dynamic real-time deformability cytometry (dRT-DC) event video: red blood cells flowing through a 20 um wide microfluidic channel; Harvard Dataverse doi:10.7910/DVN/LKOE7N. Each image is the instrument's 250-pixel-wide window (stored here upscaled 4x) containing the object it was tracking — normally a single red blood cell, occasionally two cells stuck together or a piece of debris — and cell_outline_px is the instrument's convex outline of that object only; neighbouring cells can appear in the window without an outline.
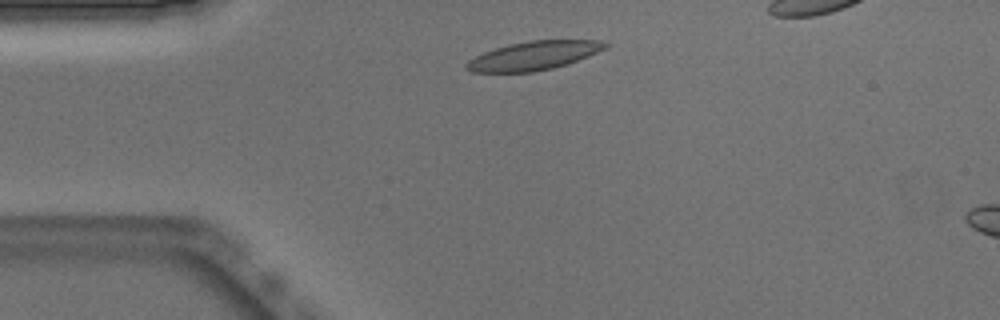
{"species": "Egyptian fruit bat (a non-hibernating species)", "species_latin": "Rousettus aegyptiacus", "temperature_condition": "warm", "stored_images_in_passage": 36, "camera_frame_rate_fps": 3000, "um_per_image_px": 0.085, "animal": {"sex": "male"}, "frame": {"image": 1, "passage_image": 1, "time_ms": 0.0, "image_size_px": [1000, 320], "cell_outline_px": [[608, 44], [604, 48], [588, 56], [568, 64], [552, 68], [532, 72], [472, 72], [464, 68], [464, 64], [468, 60], [484, 52], [508, 44], [532, 40], [600, 40]], "centroid_in_image_um": [45.32, 4.73], "position_along_channel_um": 39.7, "area_um2": 23.06}}
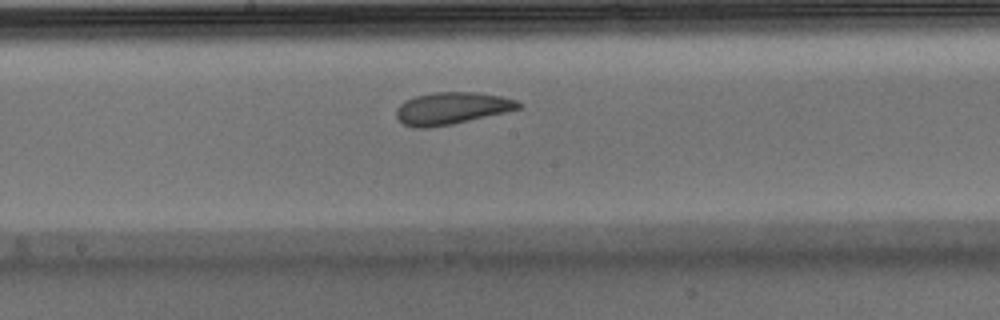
{"frame": {"image": 2, "passage_image": 16, "time_ms": 5.0, "image_size_px": [1000, 320], "cell_outline_px": [[524, 104], [520, 108], [504, 112], [452, 124], [428, 128], [412, 128], [404, 124], [396, 116], [396, 112], [400, 104], [416, 96], [432, 92], [476, 92], [500, 96], [516, 100]], "centroid_in_image_um": [38.39, 9.2], "position_along_channel_um": 209.8, "area_um2": 22.66}}
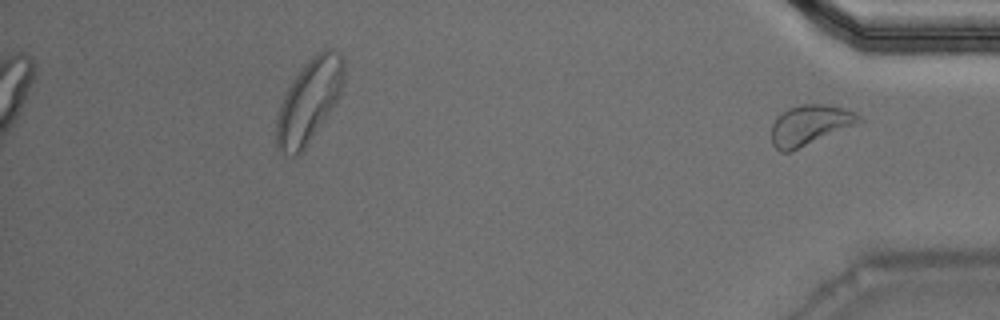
{"frame": {"image": 3, "passage_image": 36, "time_ms": 11.667, "image_size_px": [1000, 320], "cell_outline_px": [[864, 120], [860, 124], [788, 152], [780, 152], [772, 144], [772, 124], [780, 112], [788, 108], [800, 104], [824, 104], [844, 108], [856, 112]], "centroid_in_image_um": [68.87, 10.61], "position_along_channel_um": 366.3, "area_um2": 20.69}, "authors_computed_cell_mechanics": {"area_um2": 23.0622, "velocity_mm_per_s": 3.8727, "shape_relaxation_time_tau1_ms": 3.8276, "shape_relaxation_time_tau2_ms": 2.0879, "deformation_change_tau1": 0.1134, "deformation_change_tau2": 0.0815}}